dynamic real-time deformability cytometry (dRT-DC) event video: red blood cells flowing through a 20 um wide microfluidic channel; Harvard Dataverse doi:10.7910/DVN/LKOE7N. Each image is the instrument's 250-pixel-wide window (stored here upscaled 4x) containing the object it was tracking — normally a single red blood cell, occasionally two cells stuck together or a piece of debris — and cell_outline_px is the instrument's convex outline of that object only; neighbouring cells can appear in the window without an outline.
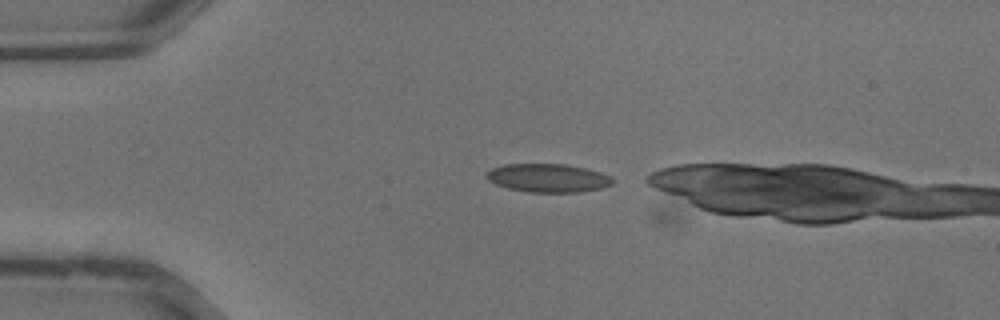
{"species": "common noctule bat (a hibernating species)", "species_latin": "Nyctalus noctula", "temperature_condition": "warm", "stored_images_in_passage": 3, "camera_frame_rate_fps": 3000, "um_per_image_px": 0.085, "animal": {"sex": "male", "body_mass_g": 13.3}, "frame": {"image": 1, "passage_image": 1, "time_ms": 0.0, "image_size_px": [1000, 320], "cell_outline_px": [[616, 180], [612, 184], [604, 188], [580, 192], [528, 192], [508, 188], [496, 184], [488, 180], [484, 176], [492, 168], [504, 164], [564, 164], [584, 168], [600, 172], [612, 176]], "centroid_in_image_um": [46.61, 15.13], "position_along_channel_um": 38.4, "area_um2": 21.04}}